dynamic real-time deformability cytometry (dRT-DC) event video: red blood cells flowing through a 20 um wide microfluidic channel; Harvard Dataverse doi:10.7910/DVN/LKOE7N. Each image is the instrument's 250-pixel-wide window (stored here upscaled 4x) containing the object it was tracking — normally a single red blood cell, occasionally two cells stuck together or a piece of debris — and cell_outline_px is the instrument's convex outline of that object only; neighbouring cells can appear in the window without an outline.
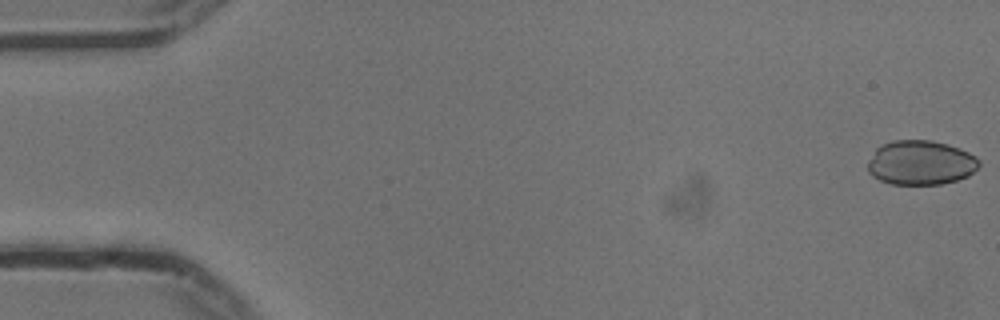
{"species": "common noctule bat (a hibernating species)", "species_latin": "Nyctalus noctula", "temperature_condition": "cold", "stored_images_in_passage": 55, "camera_frame_rate_fps": 3000, "um_per_image_px": 0.085, "animal": {"sex": "male", "body_mass_g": 13.3}, "frame": {"image": 1, "passage_image": 1, "time_ms": 0.0, "image_size_px": [1000, 320], "cell_outline_px": [[980, 164], [968, 176], [956, 180], [940, 184], [892, 184], [880, 180], [872, 176], [868, 172], [868, 160], [876, 148], [892, 140], [932, 140], [948, 144], [960, 148], [976, 156], [980, 160]], "centroid_in_image_um": [78.25, 13.82], "position_along_channel_um": 6.7, "area_um2": 28.9}}
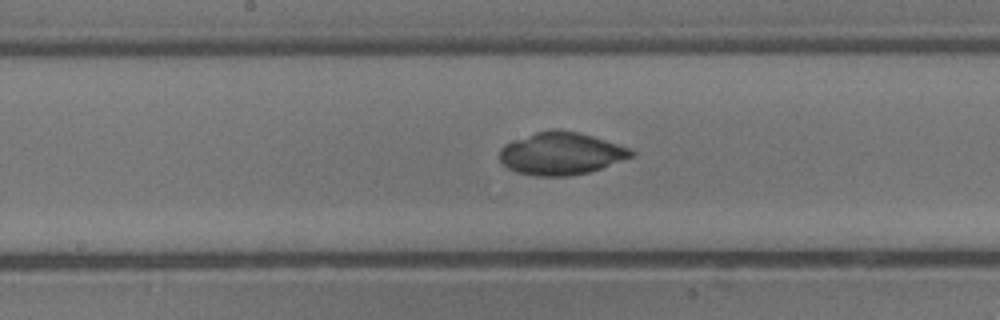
{"frame": {"image": 2, "passage_image": 28, "time_ms": 9.0, "image_size_px": [1000, 320], "cell_outline_px": [[636, 152], [632, 156], [600, 168], [588, 172], [568, 176], [540, 176], [516, 172], [508, 168], [500, 160], [500, 148], [504, 144], [512, 140], [548, 128], [560, 128], [580, 132], [628, 148]], "centroid_in_image_um": [47.64, 13.03], "position_along_channel_um": 200.6, "area_um2": 32.48}}
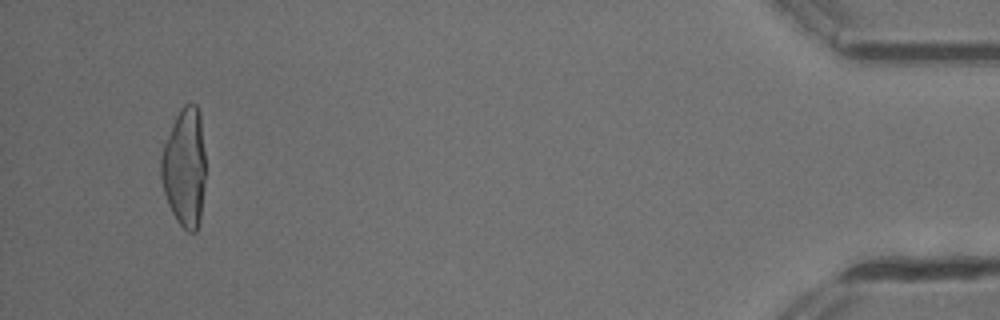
{"frame": {"image": 3, "passage_image": 52, "time_ms": 17.0, "image_size_px": [1000, 320], "cell_outline_px": [[204, 188], [200, 220], [196, 232], [188, 232], [176, 220], [168, 204], [164, 192], [160, 176], [160, 160], [164, 144], [172, 124], [180, 108], [184, 104], [196, 104], [200, 112], [204, 152]], "centroid_in_image_um": [15.68, 14.24], "position_along_channel_um": 419.5, "area_um2": 30.87}}